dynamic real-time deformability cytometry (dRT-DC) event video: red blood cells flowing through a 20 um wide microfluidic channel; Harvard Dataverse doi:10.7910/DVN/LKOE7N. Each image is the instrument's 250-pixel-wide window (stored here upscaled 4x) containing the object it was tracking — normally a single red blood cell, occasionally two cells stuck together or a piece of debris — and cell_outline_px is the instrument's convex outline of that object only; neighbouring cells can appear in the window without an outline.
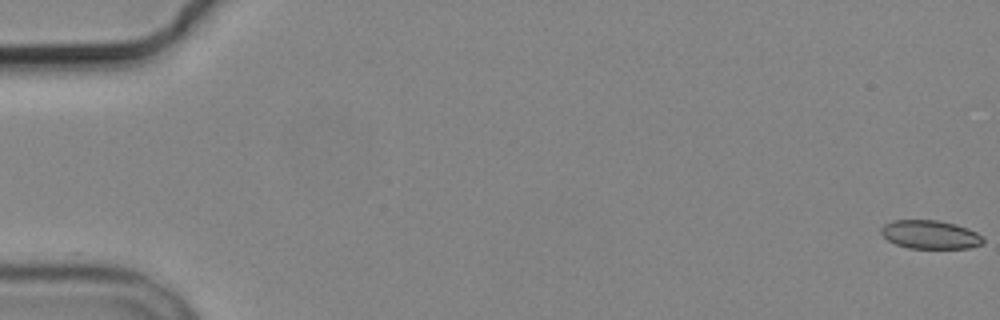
{"species": "common noctule bat (a hibernating species)", "species_latin": "Nyctalus noctula", "temperature_condition": "cold", "stored_images_in_passage": 6, "camera_frame_rate_fps": 3000, "um_per_image_px": 0.085, "animal": {"sex": "male", "body_mass_g": 19.2, "forearm_length_mm": 51.8}, "frame": {"image": 1, "passage_image": 1, "time_ms": 0.0, "image_size_px": [1000, 320], "cell_outline_px": [[984, 244], [968, 248], [908, 248], [896, 244], [888, 240], [880, 232], [880, 228], [884, 224], [892, 220], [936, 220], [956, 224], [968, 228], [976, 232], [984, 240]], "centroid_in_image_um": [79.06, 19.93], "position_along_channel_um": 5.9, "area_um2": 16.99}}
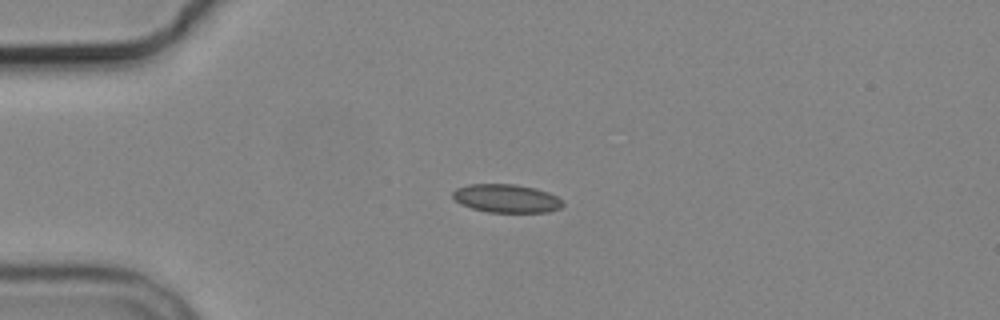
{"frame": {"image": 2, "passage_image": 5, "time_ms": 4.667, "image_size_px": [1000, 320], "cell_outline_px": [[564, 204], [560, 208], [548, 212], [488, 212], [472, 208], [460, 204], [452, 196], [452, 192], [456, 188], [468, 184], [516, 184], [536, 188], [548, 192], [556, 196]], "centroid_in_image_um": [43.03, 16.86], "position_along_channel_um": 42.0, "area_um2": 18.21}}